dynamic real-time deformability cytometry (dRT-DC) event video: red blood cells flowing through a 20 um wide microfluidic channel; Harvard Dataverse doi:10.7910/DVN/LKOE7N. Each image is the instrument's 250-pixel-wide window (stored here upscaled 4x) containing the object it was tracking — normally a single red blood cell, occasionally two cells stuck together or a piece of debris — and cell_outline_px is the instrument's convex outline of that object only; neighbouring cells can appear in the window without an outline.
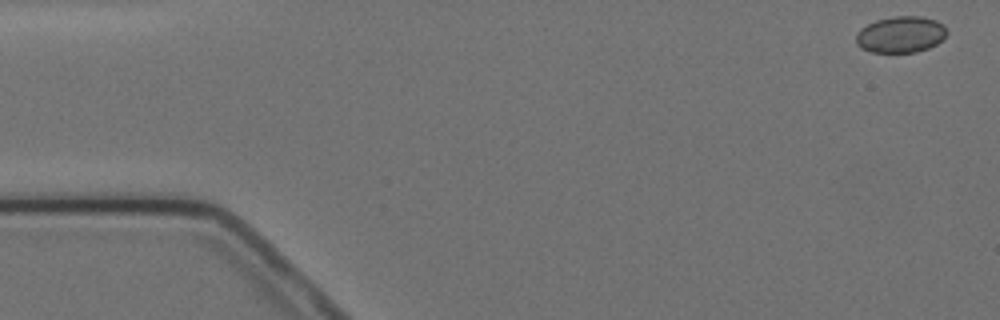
{"species": "Egyptian fruit bat (a non-hibernating species)", "species_latin": "Rousettus aegyptiacus", "temperature_condition": "cold", "stored_images_in_passage": 5, "camera_frame_rate_fps": 3000, "um_per_image_px": 0.085, "animal": {"sex": "female"}, "frame": {"image": 1, "passage_image": 1, "time_ms": 0.0, "image_size_px": [1000, 320], "cell_outline_px": [[948, 32], [936, 44], [928, 48], [916, 52], [872, 52], [860, 48], [856, 44], [856, 32], [860, 28], [876, 20], [892, 16], [920, 16], [936, 20], [944, 24]], "centroid_in_image_um": [76.54, 2.92], "position_along_channel_um": 8.5, "area_um2": 19.36}}
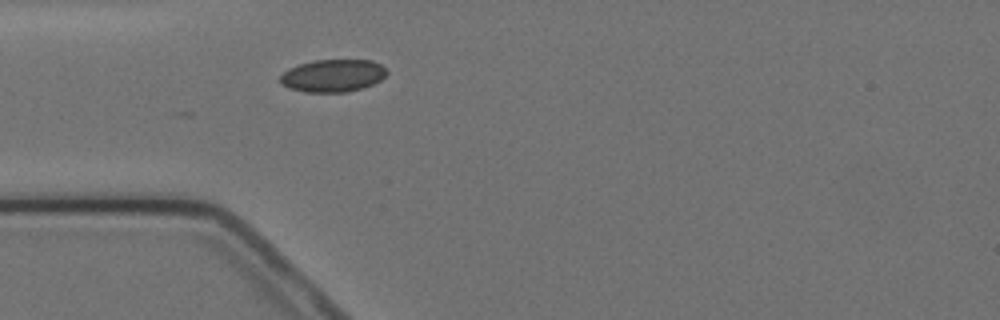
{"frame": {"image": 2, "passage_image": 5, "time_ms": 4.667, "image_size_px": [1000, 320], "cell_outline_px": [[388, 72], [380, 80], [372, 84], [348, 92], [304, 92], [288, 88], [280, 84], [280, 76], [288, 68], [312, 60], [372, 60], [380, 64]], "centroid_in_image_um": [28.26, 6.43], "position_along_channel_um": 56.7, "area_um2": 20.23}}